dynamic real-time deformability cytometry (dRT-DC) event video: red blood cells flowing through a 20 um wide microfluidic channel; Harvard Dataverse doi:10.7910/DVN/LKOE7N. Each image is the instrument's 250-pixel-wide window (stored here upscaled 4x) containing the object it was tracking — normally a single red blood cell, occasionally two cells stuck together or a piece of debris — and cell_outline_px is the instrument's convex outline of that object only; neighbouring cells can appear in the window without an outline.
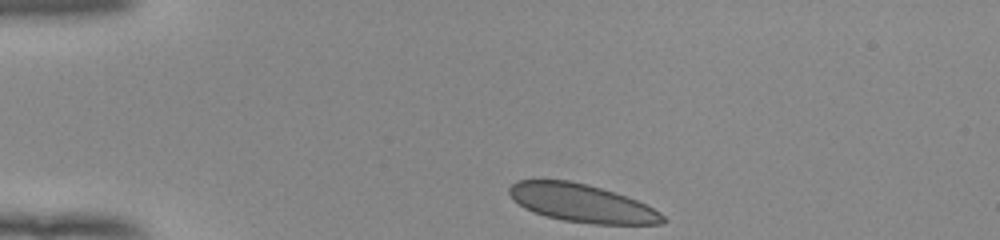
{"species": "human", "species_latin": "Homo sapiens", "temperature_condition": "room temperature", "stored_images_in_passage": 35, "camera_frame_rate_fps": 3000, "um_per_image_px": 0.085, "donor": {"sex": "female"}, "frame": {"image": 1, "passage_image": 1, "time_ms": 0.0, "image_size_px": [1000, 240], "cell_outline_px": [[668, 220], [664, 224], [596, 224], [564, 220], [532, 212], [524, 208], [512, 200], [508, 192], [508, 188], [516, 180], [568, 180], [600, 188], [636, 200], [660, 212]], "centroid_in_image_um": [49.42, 17.27], "position_along_channel_um": 35.6, "area_um2": 33.76}}
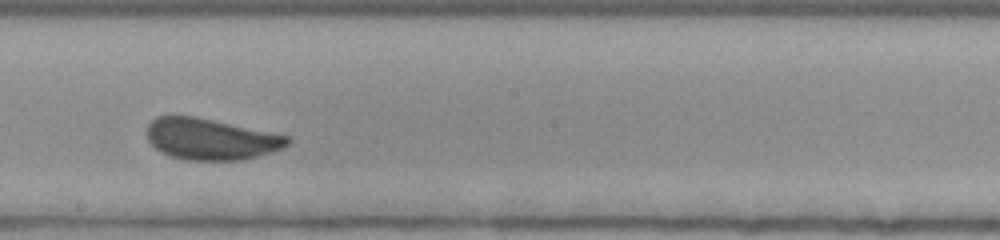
{"frame": {"image": 2, "passage_image": 20, "time_ms": 6.333, "image_size_px": [1000, 240], "cell_outline_px": [[292, 140], [284, 148], [244, 160], [188, 160], [172, 156], [160, 152], [148, 140], [148, 124], [156, 116], [196, 116], [288, 136]], "centroid_in_image_um": [17.92, 11.82], "position_along_channel_um": 230.3, "area_um2": 33.64}}
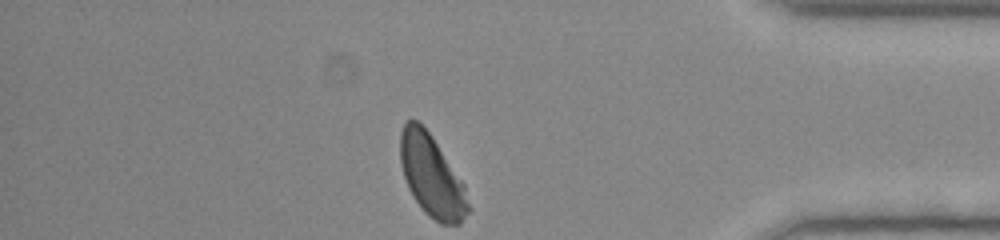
{"frame": {"image": 3, "passage_image": 35, "time_ms": 11.333, "image_size_px": [1000, 240], "cell_outline_px": [[472, 208], [460, 224], [440, 224], [428, 216], [424, 212], [412, 196], [408, 188], [404, 176], [400, 160], [400, 132], [404, 124], [408, 120], [416, 120], [432, 136], [464, 184]], "centroid_in_image_um": [36.71, 15.0], "position_along_channel_um": 398.5, "area_um2": 32.43}, "authors_computed_cell_mechanics": {"area_um2": 34.2176, "velocity_mm_per_s": 3.9098, "shape_relaxation_time_tau1_ms": 2.7397, "shape_relaxation_time_tau2_ms": null, "deformation_change_tau1": 0.0986, "deformation_change_tau2": null}}